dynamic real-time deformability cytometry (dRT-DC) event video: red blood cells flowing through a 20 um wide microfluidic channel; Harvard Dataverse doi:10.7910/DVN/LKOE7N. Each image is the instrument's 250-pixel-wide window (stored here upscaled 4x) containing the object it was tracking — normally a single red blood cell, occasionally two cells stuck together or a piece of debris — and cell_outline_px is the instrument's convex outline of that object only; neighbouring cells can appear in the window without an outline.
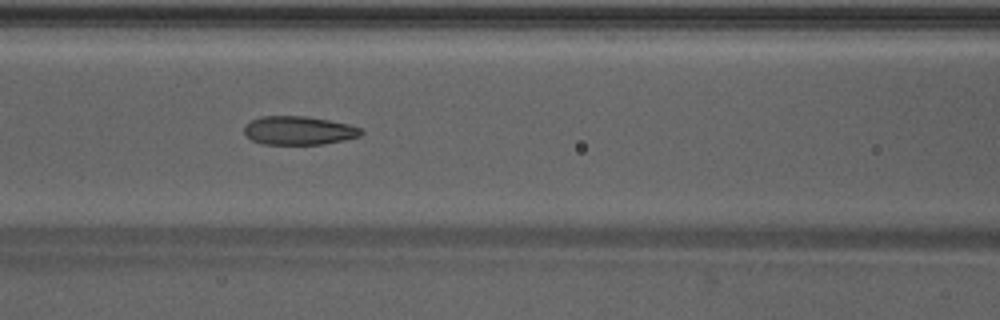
{"species": "Egyptian fruit bat (a non-hibernating species)", "species_latin": "Rousettus aegyptiacus", "temperature_condition": "warm", "stored_images_in_passage": 45, "camera_frame_rate_fps": 3000, "um_per_image_px": 0.085, "animal": {"sex": "male"}, "frame": {"image": 1, "passage_image": 18, "time_ms": 5.667, "image_size_px": [1000, 320], "cell_outline_px": [[364, 132], [360, 136], [344, 140], [324, 144], [264, 144], [252, 140], [244, 132], [244, 124], [260, 116], [308, 116], [348, 124], [360, 128]], "centroid_in_image_um": [25.39, 11.09], "position_along_channel_um": 141.2, "area_um2": 19.48}}
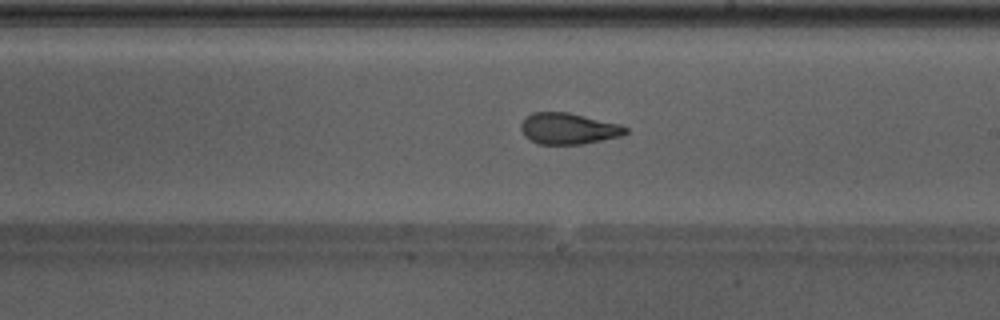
{"frame": {"image": 2, "passage_image": 25, "time_ms": 8.0, "image_size_px": [1000, 320], "cell_outline_px": [[628, 132], [620, 136], [584, 144], [540, 144], [524, 136], [520, 128], [520, 124], [524, 116], [532, 112], [568, 112], [620, 124], [628, 128]], "centroid_in_image_um": [48.29, 10.92], "position_along_channel_um": 240.7, "area_um2": 19.13}}
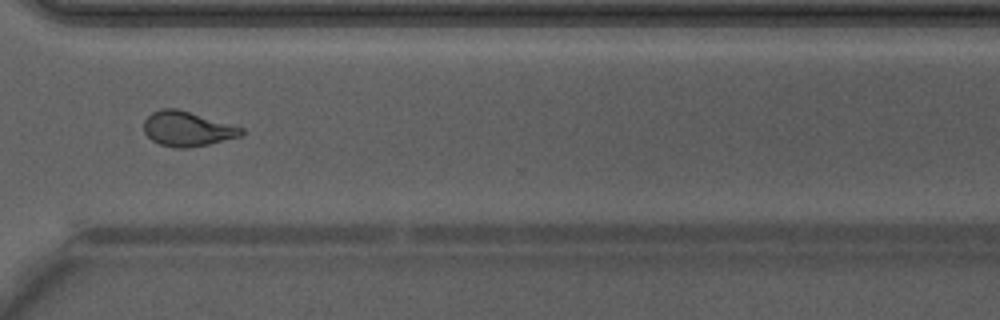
{"frame": {"image": 3, "passage_image": 33, "time_ms": 10.667, "image_size_px": [1000, 320], "cell_outline_px": [[244, 132], [240, 136], [208, 144], [188, 148], [172, 148], [160, 144], [152, 140], [144, 132], [144, 120], [152, 112], [160, 108], [176, 108], [244, 128]], "centroid_in_image_um": [15.89, 10.95], "position_along_channel_um": 354.7, "area_um2": 19.65}, "authors_computed_cell_mechanics": {"area_um2": 19.941, "velocity_mm_per_s": 4.27, "shape_relaxation_time_tau1_ms": 8.8028, "shape_relaxation_time_tau2_ms": 1.2832, "deformation_change_tau1": 0.2384, "deformation_change_tau2": 0.0721}}